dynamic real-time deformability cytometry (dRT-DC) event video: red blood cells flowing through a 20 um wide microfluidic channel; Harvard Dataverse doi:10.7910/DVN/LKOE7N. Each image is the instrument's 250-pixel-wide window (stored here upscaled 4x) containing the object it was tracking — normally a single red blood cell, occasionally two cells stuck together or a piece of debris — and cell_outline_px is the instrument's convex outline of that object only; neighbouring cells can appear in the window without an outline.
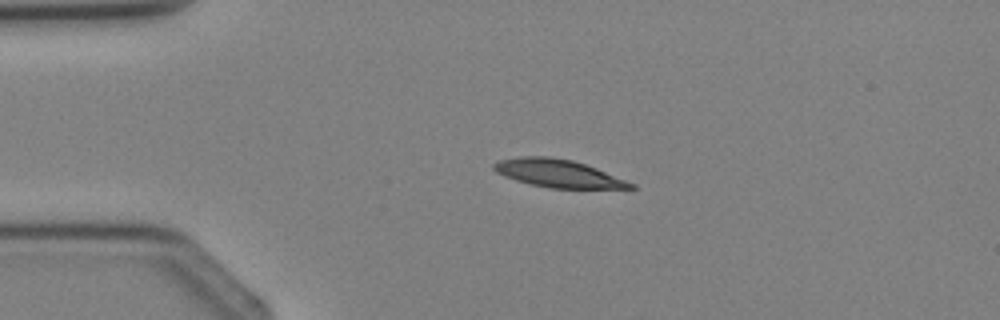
{"species": "Egyptian fruit bat (a non-hibernating species)", "species_latin": "Rousettus aegyptiacus", "temperature_condition": "cold", "stored_images_in_passage": 2, "camera_frame_rate_fps": 3000, "um_per_image_px": 0.085, "animal": {"sex": "female"}, "frame": {"image": 1, "passage_image": 1, "time_ms": 0.0, "image_size_px": [1000, 320], "cell_outline_px": [[636, 188], [552, 188], [532, 184], [516, 180], [504, 176], [496, 172], [492, 168], [492, 164], [500, 160], [520, 156], [548, 156], [572, 160], [596, 168], [636, 184]], "centroid_in_image_um": [47.42, 14.73], "position_along_channel_um": 37.6, "area_um2": 21.96}}